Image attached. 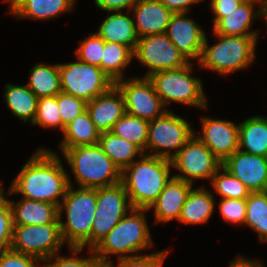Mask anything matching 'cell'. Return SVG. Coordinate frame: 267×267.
<instances>
[{
  "instance_id": "6da1fadb",
  "label": "cell",
  "mask_w": 267,
  "mask_h": 267,
  "mask_svg": "<svg viewBox=\"0 0 267 267\" xmlns=\"http://www.w3.org/2000/svg\"><path fill=\"white\" fill-rule=\"evenodd\" d=\"M60 158L54 150L38 148L14 177L7 195L20 194L25 199L59 206L69 185H73Z\"/></svg>"
},
{
  "instance_id": "7a4b0ae2",
  "label": "cell",
  "mask_w": 267,
  "mask_h": 267,
  "mask_svg": "<svg viewBox=\"0 0 267 267\" xmlns=\"http://www.w3.org/2000/svg\"><path fill=\"white\" fill-rule=\"evenodd\" d=\"M172 161L143 153L121 172L123 184L133 208L148 209L158 198L171 175Z\"/></svg>"
},
{
  "instance_id": "3957f363",
  "label": "cell",
  "mask_w": 267,
  "mask_h": 267,
  "mask_svg": "<svg viewBox=\"0 0 267 267\" xmlns=\"http://www.w3.org/2000/svg\"><path fill=\"white\" fill-rule=\"evenodd\" d=\"M147 209L132 208L111 231L92 249L103 263L111 262L112 255L117 259L135 257L141 251L154 246L147 223ZM136 253V254H134Z\"/></svg>"
},
{
  "instance_id": "277c9868",
  "label": "cell",
  "mask_w": 267,
  "mask_h": 267,
  "mask_svg": "<svg viewBox=\"0 0 267 267\" xmlns=\"http://www.w3.org/2000/svg\"><path fill=\"white\" fill-rule=\"evenodd\" d=\"M97 201V188H74L69 185L58 206L61 236L68 248L91 249V231ZM66 211V222L62 214Z\"/></svg>"
},
{
  "instance_id": "5b68a950",
  "label": "cell",
  "mask_w": 267,
  "mask_h": 267,
  "mask_svg": "<svg viewBox=\"0 0 267 267\" xmlns=\"http://www.w3.org/2000/svg\"><path fill=\"white\" fill-rule=\"evenodd\" d=\"M60 151L70 166L78 187L102 188L121 182L122 171L99 144Z\"/></svg>"
},
{
  "instance_id": "8992f818",
  "label": "cell",
  "mask_w": 267,
  "mask_h": 267,
  "mask_svg": "<svg viewBox=\"0 0 267 267\" xmlns=\"http://www.w3.org/2000/svg\"><path fill=\"white\" fill-rule=\"evenodd\" d=\"M217 43L209 45L207 35L198 65L205 71L230 75L246 69L255 60L257 42L260 37L227 36L214 33Z\"/></svg>"
},
{
  "instance_id": "52a82bcc",
  "label": "cell",
  "mask_w": 267,
  "mask_h": 267,
  "mask_svg": "<svg viewBox=\"0 0 267 267\" xmlns=\"http://www.w3.org/2000/svg\"><path fill=\"white\" fill-rule=\"evenodd\" d=\"M193 63L189 62L179 69L159 71L148 77L165 107L174 102L205 110L208 108L202 80L191 75Z\"/></svg>"
},
{
  "instance_id": "ba28073f",
  "label": "cell",
  "mask_w": 267,
  "mask_h": 267,
  "mask_svg": "<svg viewBox=\"0 0 267 267\" xmlns=\"http://www.w3.org/2000/svg\"><path fill=\"white\" fill-rule=\"evenodd\" d=\"M192 124L170 109L163 116L150 121L146 154L172 160L193 136L195 130Z\"/></svg>"
},
{
  "instance_id": "9c48e42d",
  "label": "cell",
  "mask_w": 267,
  "mask_h": 267,
  "mask_svg": "<svg viewBox=\"0 0 267 267\" xmlns=\"http://www.w3.org/2000/svg\"><path fill=\"white\" fill-rule=\"evenodd\" d=\"M75 60L77 61L71 63H58L63 93L88 103L115 85L100 67Z\"/></svg>"
},
{
  "instance_id": "30bf717a",
  "label": "cell",
  "mask_w": 267,
  "mask_h": 267,
  "mask_svg": "<svg viewBox=\"0 0 267 267\" xmlns=\"http://www.w3.org/2000/svg\"><path fill=\"white\" fill-rule=\"evenodd\" d=\"M60 224L14 225L10 249L40 259L60 253L64 247Z\"/></svg>"
},
{
  "instance_id": "8fae6325",
  "label": "cell",
  "mask_w": 267,
  "mask_h": 267,
  "mask_svg": "<svg viewBox=\"0 0 267 267\" xmlns=\"http://www.w3.org/2000/svg\"><path fill=\"white\" fill-rule=\"evenodd\" d=\"M128 194L120 182L97 188V201L91 231L93 249L117 223L132 209Z\"/></svg>"
},
{
  "instance_id": "7c38bea8",
  "label": "cell",
  "mask_w": 267,
  "mask_h": 267,
  "mask_svg": "<svg viewBox=\"0 0 267 267\" xmlns=\"http://www.w3.org/2000/svg\"><path fill=\"white\" fill-rule=\"evenodd\" d=\"M172 167L178 174L173 177L194 185V179L211 180L222 163L212 151L195 135L186 142L177 155L171 160Z\"/></svg>"
},
{
  "instance_id": "4fadbf2b",
  "label": "cell",
  "mask_w": 267,
  "mask_h": 267,
  "mask_svg": "<svg viewBox=\"0 0 267 267\" xmlns=\"http://www.w3.org/2000/svg\"><path fill=\"white\" fill-rule=\"evenodd\" d=\"M115 86L123 95L126 113L132 116L150 122L168 111L148 77L131 76L118 80Z\"/></svg>"
},
{
  "instance_id": "5bb4252c",
  "label": "cell",
  "mask_w": 267,
  "mask_h": 267,
  "mask_svg": "<svg viewBox=\"0 0 267 267\" xmlns=\"http://www.w3.org/2000/svg\"><path fill=\"white\" fill-rule=\"evenodd\" d=\"M134 59L148 69L143 77L163 70L179 69L189 63L166 33L139 38Z\"/></svg>"
},
{
  "instance_id": "9a60e30c",
  "label": "cell",
  "mask_w": 267,
  "mask_h": 267,
  "mask_svg": "<svg viewBox=\"0 0 267 267\" xmlns=\"http://www.w3.org/2000/svg\"><path fill=\"white\" fill-rule=\"evenodd\" d=\"M201 134H194L212 151L221 162H225L239 150V126L231 120L201 117Z\"/></svg>"
},
{
  "instance_id": "2e32d148",
  "label": "cell",
  "mask_w": 267,
  "mask_h": 267,
  "mask_svg": "<svg viewBox=\"0 0 267 267\" xmlns=\"http://www.w3.org/2000/svg\"><path fill=\"white\" fill-rule=\"evenodd\" d=\"M187 14L173 13L166 35L188 62L196 60L198 63L206 33L201 25L193 18L187 17Z\"/></svg>"
},
{
  "instance_id": "e0dca14e",
  "label": "cell",
  "mask_w": 267,
  "mask_h": 267,
  "mask_svg": "<svg viewBox=\"0 0 267 267\" xmlns=\"http://www.w3.org/2000/svg\"><path fill=\"white\" fill-rule=\"evenodd\" d=\"M251 192L267 191V157L235 151L222 163Z\"/></svg>"
},
{
  "instance_id": "ac0fdd59",
  "label": "cell",
  "mask_w": 267,
  "mask_h": 267,
  "mask_svg": "<svg viewBox=\"0 0 267 267\" xmlns=\"http://www.w3.org/2000/svg\"><path fill=\"white\" fill-rule=\"evenodd\" d=\"M263 11L264 0H243L235 10L225 14V17H222L213 26V33L227 36L259 37L258 30H250V28L253 22L262 19Z\"/></svg>"
},
{
  "instance_id": "d6986e66",
  "label": "cell",
  "mask_w": 267,
  "mask_h": 267,
  "mask_svg": "<svg viewBox=\"0 0 267 267\" xmlns=\"http://www.w3.org/2000/svg\"><path fill=\"white\" fill-rule=\"evenodd\" d=\"M193 186L191 183L172 177L147 209L154 212V224H165L172 220L178 222L184 202Z\"/></svg>"
},
{
  "instance_id": "ffe728a7",
  "label": "cell",
  "mask_w": 267,
  "mask_h": 267,
  "mask_svg": "<svg viewBox=\"0 0 267 267\" xmlns=\"http://www.w3.org/2000/svg\"><path fill=\"white\" fill-rule=\"evenodd\" d=\"M130 13L139 38L166 33L173 14L160 0H137Z\"/></svg>"
},
{
  "instance_id": "44dd1931",
  "label": "cell",
  "mask_w": 267,
  "mask_h": 267,
  "mask_svg": "<svg viewBox=\"0 0 267 267\" xmlns=\"http://www.w3.org/2000/svg\"><path fill=\"white\" fill-rule=\"evenodd\" d=\"M86 110L100 133L111 131L115 122L126 113L123 95L115 85L88 102Z\"/></svg>"
},
{
  "instance_id": "7402d4cb",
  "label": "cell",
  "mask_w": 267,
  "mask_h": 267,
  "mask_svg": "<svg viewBox=\"0 0 267 267\" xmlns=\"http://www.w3.org/2000/svg\"><path fill=\"white\" fill-rule=\"evenodd\" d=\"M13 214V225H44L59 223L58 206L21 197V200H10Z\"/></svg>"
},
{
  "instance_id": "603a6c76",
  "label": "cell",
  "mask_w": 267,
  "mask_h": 267,
  "mask_svg": "<svg viewBox=\"0 0 267 267\" xmlns=\"http://www.w3.org/2000/svg\"><path fill=\"white\" fill-rule=\"evenodd\" d=\"M107 15L96 33L105 42L123 44L134 52L139 37L131 15L123 11H108Z\"/></svg>"
},
{
  "instance_id": "cb8c5ba5",
  "label": "cell",
  "mask_w": 267,
  "mask_h": 267,
  "mask_svg": "<svg viewBox=\"0 0 267 267\" xmlns=\"http://www.w3.org/2000/svg\"><path fill=\"white\" fill-rule=\"evenodd\" d=\"M216 202L213 192L205 186L192 188L184 202L178 223L195 225L209 222Z\"/></svg>"
},
{
  "instance_id": "d4e9b609",
  "label": "cell",
  "mask_w": 267,
  "mask_h": 267,
  "mask_svg": "<svg viewBox=\"0 0 267 267\" xmlns=\"http://www.w3.org/2000/svg\"><path fill=\"white\" fill-rule=\"evenodd\" d=\"M77 0H22L9 14L17 20H49L73 11Z\"/></svg>"
},
{
  "instance_id": "484cf974",
  "label": "cell",
  "mask_w": 267,
  "mask_h": 267,
  "mask_svg": "<svg viewBox=\"0 0 267 267\" xmlns=\"http://www.w3.org/2000/svg\"><path fill=\"white\" fill-rule=\"evenodd\" d=\"M238 126L239 150L267 157V116L254 115Z\"/></svg>"
},
{
  "instance_id": "4316f807",
  "label": "cell",
  "mask_w": 267,
  "mask_h": 267,
  "mask_svg": "<svg viewBox=\"0 0 267 267\" xmlns=\"http://www.w3.org/2000/svg\"><path fill=\"white\" fill-rule=\"evenodd\" d=\"M62 133L63 138L59 143L60 150L98 144L101 135L87 110L69 122Z\"/></svg>"
},
{
  "instance_id": "83f0119b",
  "label": "cell",
  "mask_w": 267,
  "mask_h": 267,
  "mask_svg": "<svg viewBox=\"0 0 267 267\" xmlns=\"http://www.w3.org/2000/svg\"><path fill=\"white\" fill-rule=\"evenodd\" d=\"M4 101L11 113L24 123L32 124L37 109V96L27 87V85H15L8 83L5 86Z\"/></svg>"
},
{
  "instance_id": "f1b7e54d",
  "label": "cell",
  "mask_w": 267,
  "mask_h": 267,
  "mask_svg": "<svg viewBox=\"0 0 267 267\" xmlns=\"http://www.w3.org/2000/svg\"><path fill=\"white\" fill-rule=\"evenodd\" d=\"M29 74L26 85L38 99L54 97L62 92L58 64L36 63Z\"/></svg>"
},
{
  "instance_id": "f546056e",
  "label": "cell",
  "mask_w": 267,
  "mask_h": 267,
  "mask_svg": "<svg viewBox=\"0 0 267 267\" xmlns=\"http://www.w3.org/2000/svg\"><path fill=\"white\" fill-rule=\"evenodd\" d=\"M98 144L121 171L137 160L136 157H140L144 153L134 143L116 136L110 131L101 133Z\"/></svg>"
},
{
  "instance_id": "4dcf8cb0",
  "label": "cell",
  "mask_w": 267,
  "mask_h": 267,
  "mask_svg": "<svg viewBox=\"0 0 267 267\" xmlns=\"http://www.w3.org/2000/svg\"><path fill=\"white\" fill-rule=\"evenodd\" d=\"M134 59V52L127 46L118 43L105 42L101 69L115 83L124 79V70Z\"/></svg>"
},
{
  "instance_id": "1f68e13d",
  "label": "cell",
  "mask_w": 267,
  "mask_h": 267,
  "mask_svg": "<svg viewBox=\"0 0 267 267\" xmlns=\"http://www.w3.org/2000/svg\"><path fill=\"white\" fill-rule=\"evenodd\" d=\"M244 225L258 234L259 242L267 243V191L248 195Z\"/></svg>"
},
{
  "instance_id": "d6a6232c",
  "label": "cell",
  "mask_w": 267,
  "mask_h": 267,
  "mask_svg": "<svg viewBox=\"0 0 267 267\" xmlns=\"http://www.w3.org/2000/svg\"><path fill=\"white\" fill-rule=\"evenodd\" d=\"M149 121L125 113L110 132L137 145L146 154Z\"/></svg>"
},
{
  "instance_id": "836d02e7",
  "label": "cell",
  "mask_w": 267,
  "mask_h": 267,
  "mask_svg": "<svg viewBox=\"0 0 267 267\" xmlns=\"http://www.w3.org/2000/svg\"><path fill=\"white\" fill-rule=\"evenodd\" d=\"M210 184L220 198L246 199L251 193L238 178L223 166L213 175Z\"/></svg>"
},
{
  "instance_id": "e575fe53",
  "label": "cell",
  "mask_w": 267,
  "mask_h": 267,
  "mask_svg": "<svg viewBox=\"0 0 267 267\" xmlns=\"http://www.w3.org/2000/svg\"><path fill=\"white\" fill-rule=\"evenodd\" d=\"M85 250L84 248H69V253L71 254L69 257L68 255L62 256L57 253L49 258H46L42 261V267H105L103 264L94 254L92 249H88L89 256L88 258H80L78 255Z\"/></svg>"
},
{
  "instance_id": "d590c367",
  "label": "cell",
  "mask_w": 267,
  "mask_h": 267,
  "mask_svg": "<svg viewBox=\"0 0 267 267\" xmlns=\"http://www.w3.org/2000/svg\"><path fill=\"white\" fill-rule=\"evenodd\" d=\"M33 126L43 128H58L62 131V120L58 107V95L54 97L39 98Z\"/></svg>"
},
{
  "instance_id": "8d00e7d4",
  "label": "cell",
  "mask_w": 267,
  "mask_h": 267,
  "mask_svg": "<svg viewBox=\"0 0 267 267\" xmlns=\"http://www.w3.org/2000/svg\"><path fill=\"white\" fill-rule=\"evenodd\" d=\"M105 41L95 32L90 33L88 37L81 41L80 46L76 48V59L101 68Z\"/></svg>"
},
{
  "instance_id": "74e56055",
  "label": "cell",
  "mask_w": 267,
  "mask_h": 267,
  "mask_svg": "<svg viewBox=\"0 0 267 267\" xmlns=\"http://www.w3.org/2000/svg\"><path fill=\"white\" fill-rule=\"evenodd\" d=\"M87 102L63 92L58 94V107L62 120V132L65 126L86 111Z\"/></svg>"
},
{
  "instance_id": "f35d334b",
  "label": "cell",
  "mask_w": 267,
  "mask_h": 267,
  "mask_svg": "<svg viewBox=\"0 0 267 267\" xmlns=\"http://www.w3.org/2000/svg\"><path fill=\"white\" fill-rule=\"evenodd\" d=\"M221 217L230 224L244 225L246 217V199L220 198L218 203Z\"/></svg>"
},
{
  "instance_id": "ab89813d",
  "label": "cell",
  "mask_w": 267,
  "mask_h": 267,
  "mask_svg": "<svg viewBox=\"0 0 267 267\" xmlns=\"http://www.w3.org/2000/svg\"><path fill=\"white\" fill-rule=\"evenodd\" d=\"M169 250H158L151 254L117 259L116 267H162ZM111 261L105 267H114Z\"/></svg>"
},
{
  "instance_id": "60d3db41",
  "label": "cell",
  "mask_w": 267,
  "mask_h": 267,
  "mask_svg": "<svg viewBox=\"0 0 267 267\" xmlns=\"http://www.w3.org/2000/svg\"><path fill=\"white\" fill-rule=\"evenodd\" d=\"M13 227V214L7 196L0 201V254L10 249Z\"/></svg>"
},
{
  "instance_id": "b9f144b4",
  "label": "cell",
  "mask_w": 267,
  "mask_h": 267,
  "mask_svg": "<svg viewBox=\"0 0 267 267\" xmlns=\"http://www.w3.org/2000/svg\"><path fill=\"white\" fill-rule=\"evenodd\" d=\"M0 267H42V261L9 249L0 254Z\"/></svg>"
},
{
  "instance_id": "7bdbcfd3",
  "label": "cell",
  "mask_w": 267,
  "mask_h": 267,
  "mask_svg": "<svg viewBox=\"0 0 267 267\" xmlns=\"http://www.w3.org/2000/svg\"><path fill=\"white\" fill-rule=\"evenodd\" d=\"M242 1L243 0H210L211 12L214 13V18L211 19L213 26L222 17H225V14L235 10Z\"/></svg>"
},
{
  "instance_id": "ee69618b",
  "label": "cell",
  "mask_w": 267,
  "mask_h": 267,
  "mask_svg": "<svg viewBox=\"0 0 267 267\" xmlns=\"http://www.w3.org/2000/svg\"><path fill=\"white\" fill-rule=\"evenodd\" d=\"M136 3L137 0H94L95 6L106 12L124 11L125 9L129 12Z\"/></svg>"
},
{
  "instance_id": "f6af8a7d",
  "label": "cell",
  "mask_w": 267,
  "mask_h": 267,
  "mask_svg": "<svg viewBox=\"0 0 267 267\" xmlns=\"http://www.w3.org/2000/svg\"><path fill=\"white\" fill-rule=\"evenodd\" d=\"M172 13H189L192 5L206 0H160Z\"/></svg>"
},
{
  "instance_id": "bcb514c9",
  "label": "cell",
  "mask_w": 267,
  "mask_h": 267,
  "mask_svg": "<svg viewBox=\"0 0 267 267\" xmlns=\"http://www.w3.org/2000/svg\"><path fill=\"white\" fill-rule=\"evenodd\" d=\"M265 264L261 260L255 258L250 259L243 257L242 255L236 256V259L232 260L229 264V267H265Z\"/></svg>"
},
{
  "instance_id": "7dc6e473",
  "label": "cell",
  "mask_w": 267,
  "mask_h": 267,
  "mask_svg": "<svg viewBox=\"0 0 267 267\" xmlns=\"http://www.w3.org/2000/svg\"><path fill=\"white\" fill-rule=\"evenodd\" d=\"M5 1L7 4H9L8 6V12L10 13L22 0H3Z\"/></svg>"
},
{
  "instance_id": "c3c4849f",
  "label": "cell",
  "mask_w": 267,
  "mask_h": 267,
  "mask_svg": "<svg viewBox=\"0 0 267 267\" xmlns=\"http://www.w3.org/2000/svg\"><path fill=\"white\" fill-rule=\"evenodd\" d=\"M2 181L0 180V201H2L3 199L6 198L7 194L6 192L4 191V188H3V185H2ZM5 192V194H4ZM6 195V196H5Z\"/></svg>"
},
{
  "instance_id": "681fc988",
  "label": "cell",
  "mask_w": 267,
  "mask_h": 267,
  "mask_svg": "<svg viewBox=\"0 0 267 267\" xmlns=\"http://www.w3.org/2000/svg\"><path fill=\"white\" fill-rule=\"evenodd\" d=\"M262 19L265 21V24L267 25V11H263Z\"/></svg>"
},
{
  "instance_id": "f907efd6",
  "label": "cell",
  "mask_w": 267,
  "mask_h": 267,
  "mask_svg": "<svg viewBox=\"0 0 267 267\" xmlns=\"http://www.w3.org/2000/svg\"><path fill=\"white\" fill-rule=\"evenodd\" d=\"M264 11H267V0H264Z\"/></svg>"
}]
</instances>
